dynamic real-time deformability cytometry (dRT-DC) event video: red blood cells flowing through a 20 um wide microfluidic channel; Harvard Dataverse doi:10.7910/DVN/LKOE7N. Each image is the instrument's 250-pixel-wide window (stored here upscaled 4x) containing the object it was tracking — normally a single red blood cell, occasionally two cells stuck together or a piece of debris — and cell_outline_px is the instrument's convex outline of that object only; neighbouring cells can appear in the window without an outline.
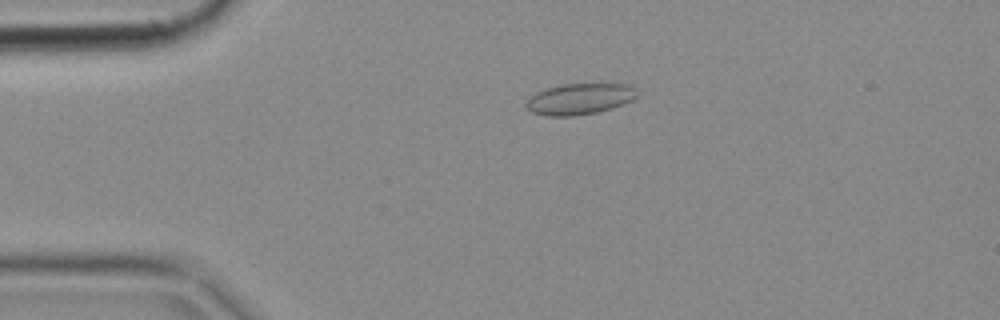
{"species": "common noctule bat (a hibernating species)", "species_latin": "Nyctalus noctula", "temperature_condition": "cold", "stored_images_in_passage": 4, "camera_frame_rate_fps": 3000, "um_per_image_px": 0.085, "animal": {"sex": "female", "body_mass_g": 18.4}, "frame": {"image": 1, "passage_image": 3, "time_ms": 0.667, "image_size_px": [1000, 320], "cell_outline_px": [[636, 96], [632, 100], [612, 108], [596, 112], [572, 116], [548, 116], [532, 112], [524, 104], [536, 92], [560, 84], [632, 84], [636, 88]], "centroid_in_image_um": [49.28, 8.4], "position_along_channel_um": 35.7, "area_um2": 19.94}}